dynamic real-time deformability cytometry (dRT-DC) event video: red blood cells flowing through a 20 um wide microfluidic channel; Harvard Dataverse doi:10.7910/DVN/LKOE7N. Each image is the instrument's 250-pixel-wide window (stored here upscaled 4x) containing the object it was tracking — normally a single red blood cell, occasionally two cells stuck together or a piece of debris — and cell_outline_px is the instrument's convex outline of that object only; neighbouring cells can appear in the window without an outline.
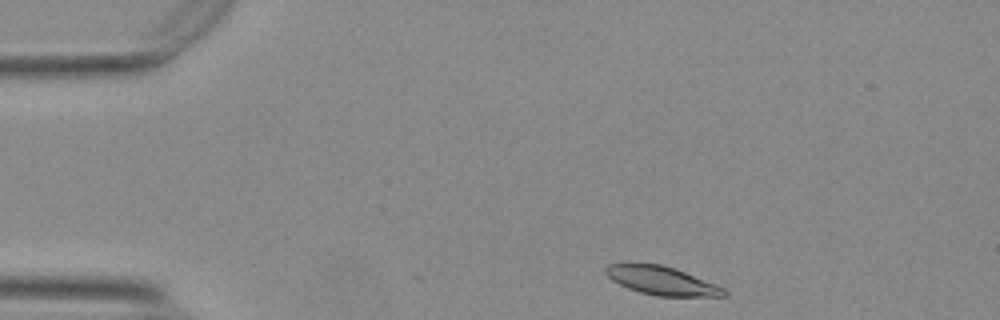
{"species": "Egyptian fruit bat (a non-hibernating species)", "species_latin": "Rousettus aegyptiacus", "temperature_condition": "warm", "stored_images_in_passage": 36, "camera_frame_rate_fps": 3000, "um_per_image_px": 0.085, "animal": {"sex": "female"}, "frame": {"image": 1, "passage_image": 1, "time_ms": 0.0, "image_size_px": [1000, 320], "cell_outline_px": [[728, 296], [656, 296], [640, 292], [628, 288], [612, 280], [604, 272], [604, 268], [608, 264], [624, 260], [632, 260], [660, 264], [684, 272], [716, 284], [724, 288], [728, 292]], "centroid_in_image_um": [56.15, 23.8], "position_along_channel_um": 28.9, "area_um2": 20.23}}
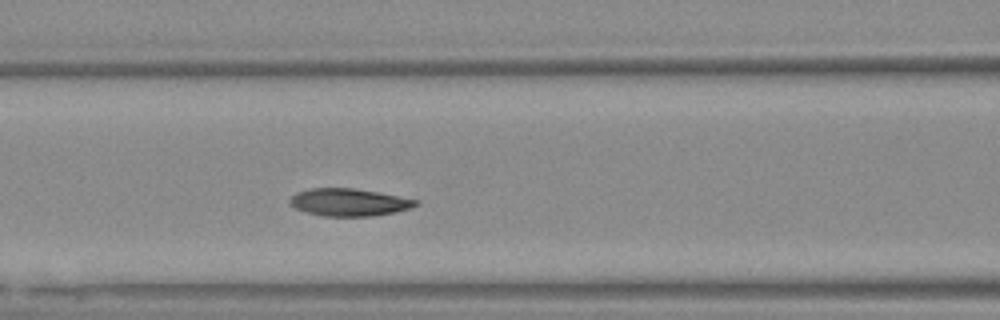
{"frame": {"image": 2, "passage_image": 15, "time_ms": 4.667, "image_size_px": [1000, 320], "cell_outline_px": [[420, 204], [396, 212], [372, 216], [324, 216], [304, 212], [296, 208], [288, 200], [296, 192], [312, 188], [352, 188], [376, 192], [420, 200]], "centroid_in_image_um": [29.67, 17.19], "position_along_channel_um": 136.9, "area_um2": 20.06}}
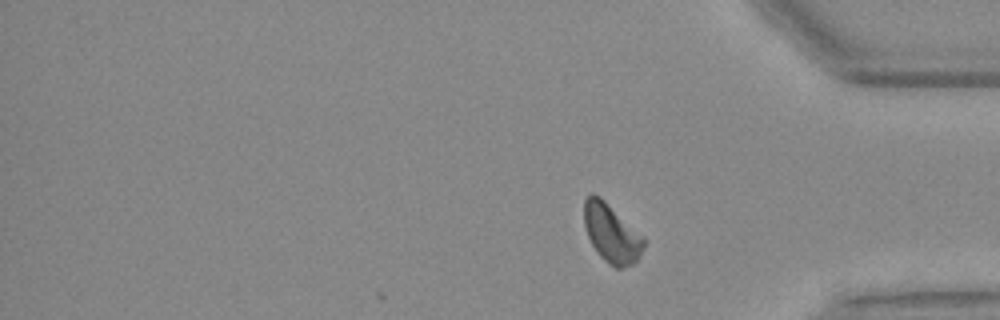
{"frame": {"image": 3, "passage_image": 36, "time_ms": 11.667, "image_size_px": [1000, 320], "cell_outline_px": [[644, 248], [636, 260], [632, 264], [624, 268], [616, 268], [604, 260], [596, 252], [588, 236], [584, 224], [584, 200], [592, 192], [600, 196], [644, 236]], "centroid_in_image_um": [51.97, 19.82], "position_along_channel_um": 383.2, "area_um2": 20.35}, "authors_computed_cell_mechanics": {"area_um2": 20.3456, "velocity_mm_per_s": 3.6926, "shape_relaxation_time_tau1_ms": 3.5265, "shape_relaxation_time_tau2_ms": 2.7076, "deformation_change_tau1": 0.1408, "deformation_change_tau2": 0.0766}}